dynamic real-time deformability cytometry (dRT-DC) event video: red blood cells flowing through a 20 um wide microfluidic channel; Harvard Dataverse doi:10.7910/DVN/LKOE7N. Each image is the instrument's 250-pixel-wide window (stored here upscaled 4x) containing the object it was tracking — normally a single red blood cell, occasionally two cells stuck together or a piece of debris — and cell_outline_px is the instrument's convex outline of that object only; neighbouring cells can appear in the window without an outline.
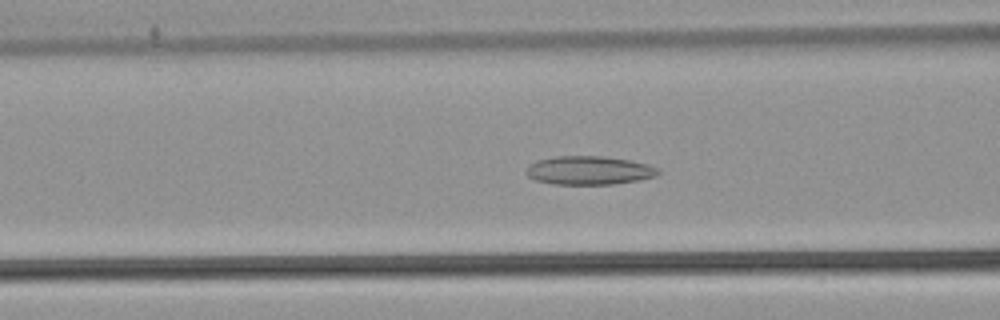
{"species": "common noctule bat (a hibernating species)", "species_latin": "Nyctalus noctula", "temperature_condition": "warm", "stored_images_in_passage": 54, "camera_frame_rate_fps": 3000, "um_per_image_px": 0.085, "animal": {"sex": "male", "body_mass_g": 21.5, "forearm_length_mm": 52.0}, "frame": {"image": 1, "passage_image": 22, "time_ms": 7.0, "image_size_px": [1000, 320], "cell_outline_px": [[660, 172], [656, 176], [640, 180], [612, 184], [552, 184], [536, 180], [528, 176], [524, 172], [536, 160], [556, 156], [604, 156], [632, 160], [648, 164], [660, 168]], "centroid_in_image_um": [50.11, 14.48], "position_along_channel_um": 116.5, "area_um2": 22.14}}
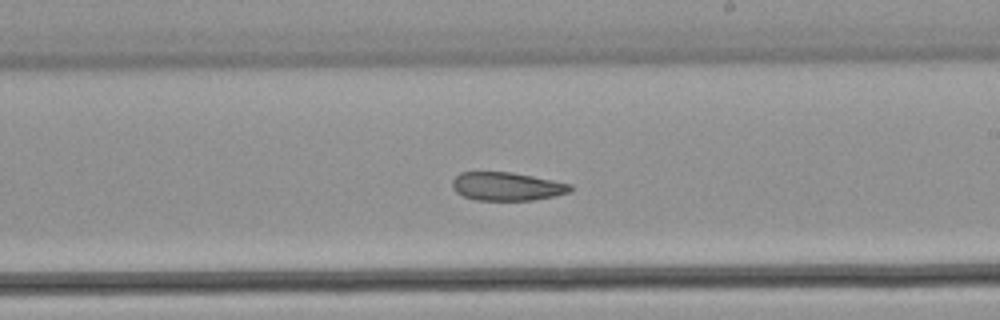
{"frame": {"image": 2, "passage_image": 32, "time_ms": 10.333, "image_size_px": [1000, 320], "cell_outline_px": [[572, 188], [568, 192], [556, 196], [532, 200], [476, 200], [464, 196], [456, 192], [452, 188], [452, 180], [460, 172], [512, 172], [572, 184]], "centroid_in_image_um": [43.07, 15.84], "position_along_channel_um": 245.9, "area_um2": 19.48}}
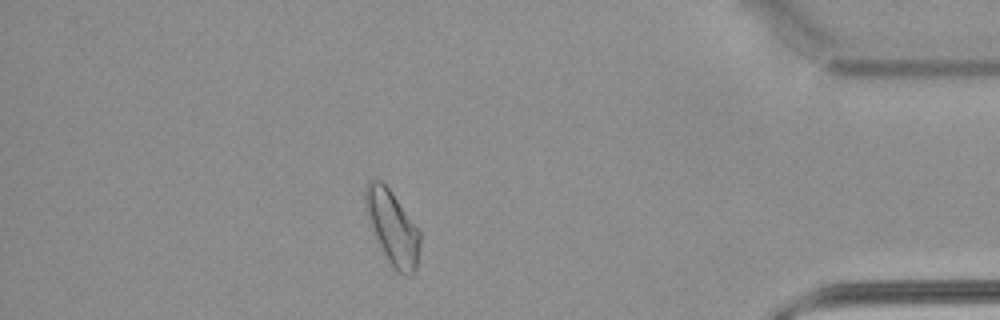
{"frame": {"image": 3, "passage_image": 47, "time_ms": 15.333, "image_size_px": [1000, 320], "cell_outline_px": [[420, 244], [416, 272], [412, 276], [404, 276], [392, 268], [388, 264], [372, 224], [368, 212], [364, 196], [364, 188], [368, 180], [380, 180], [388, 188], [420, 232]], "centroid_in_image_um": [33.39, 19.41], "position_along_channel_um": 401.8, "area_um2": 22.89}, "authors_computed_cell_mechanics": {"area_um2": 22.8888, "velocity_mm_per_s": 3.8848, "shape_relaxation_time_tau1_ms": null, "shape_relaxation_time_tau2_ms": 4.1089, "deformation_change_tau1": null, "deformation_change_tau2": 0.109}}